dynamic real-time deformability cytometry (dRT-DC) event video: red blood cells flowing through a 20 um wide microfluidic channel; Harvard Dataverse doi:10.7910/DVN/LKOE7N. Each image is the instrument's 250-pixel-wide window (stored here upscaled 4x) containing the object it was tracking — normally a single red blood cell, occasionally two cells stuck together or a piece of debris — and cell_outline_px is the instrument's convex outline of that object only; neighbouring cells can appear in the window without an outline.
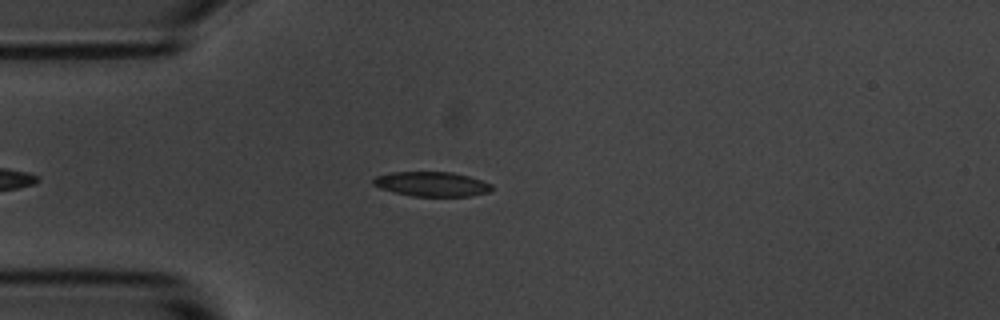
{"species": "common noctule bat (a hibernating species)", "species_latin": "Nyctalus noctula", "temperature_condition": "room temperature", "stored_images_in_passage": 41, "camera_frame_rate_fps": 3000, "um_per_image_px": 0.085, "animal": {"sex": "male", "body_mass_g": 20.1, "forearm_length_mm": 53.5}, "frame": {"image": 1, "passage_image": 4, "time_ms": 1.0, "image_size_px": [1000, 320], "cell_outline_px": [[492, 188], [488, 192], [468, 196], [412, 196], [380, 188], [372, 184], [372, 180], [376, 176], [392, 172], [452, 172], [468, 176], [492, 184]], "centroid_in_image_um": [36.68, 15.64], "position_along_channel_um": 48.3, "area_um2": 16.82}}
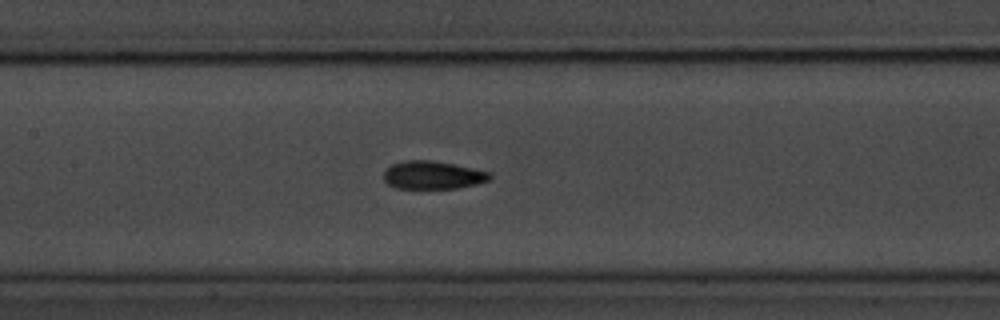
{"frame": {"image": 2, "passage_image": 15, "time_ms": 4.667, "image_size_px": [1000, 320], "cell_outline_px": [[492, 176], [488, 180], [476, 184], [456, 188], [396, 188], [388, 184], [384, 180], [384, 172], [392, 164], [404, 160], [432, 160], [472, 168], [488, 172]], "centroid_in_image_um": [36.75, 14.88], "position_along_channel_um": 170.6, "area_um2": 17.11}}
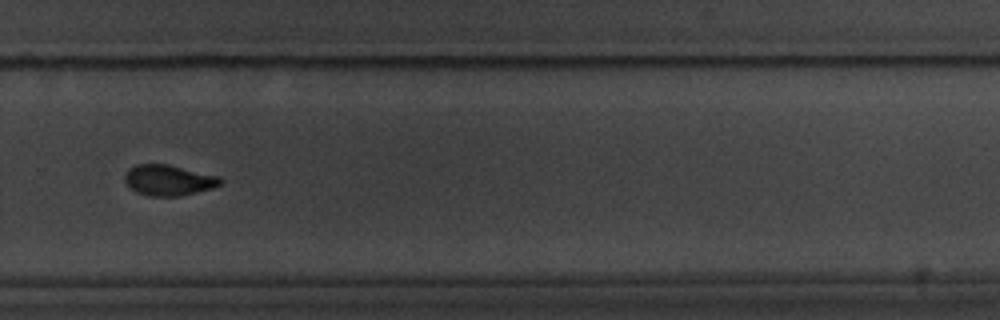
{"frame": {"image": 3, "passage_image": 27, "time_ms": 8.667, "image_size_px": [1000, 320], "cell_outline_px": [[224, 180], [220, 184], [212, 188], [180, 196], [148, 196], [136, 192], [124, 180], [124, 176], [128, 168], [136, 164], [168, 164], [220, 176]], "centroid_in_image_um": [14.33, 15.31], "position_along_channel_um": 315.5, "area_um2": 17.17}, "authors_computed_cell_mechanics": {"area_um2": 17.2822, "velocity_mm_per_s": 3.6391, "shape_relaxation_time_tau1_ms": 2.8287, "shape_relaxation_time_tau2_ms": 2.1322, "deformation_change_tau1": 0.1252, "deformation_change_tau2": 0.0639}}